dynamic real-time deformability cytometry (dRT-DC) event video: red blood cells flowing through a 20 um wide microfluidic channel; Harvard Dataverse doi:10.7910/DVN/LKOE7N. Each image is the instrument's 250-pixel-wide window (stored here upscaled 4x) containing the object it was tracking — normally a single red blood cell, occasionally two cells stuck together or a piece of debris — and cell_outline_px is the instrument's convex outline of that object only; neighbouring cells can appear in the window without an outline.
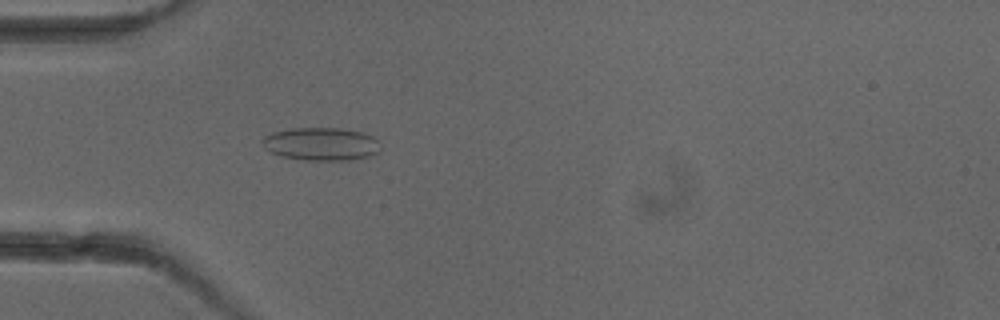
{"species": "common noctule bat (a hibernating species)", "species_latin": "Nyctalus noctula", "temperature_condition": "cold", "stored_images_in_passage": 4, "camera_frame_rate_fps": 3000, "um_per_image_px": 0.085, "animal": {"sex": "female"}, "frame": {"image": 1, "passage_image": 4, "time_ms": 3.667, "image_size_px": [1000, 320], "cell_outline_px": [[380, 152], [368, 156], [352, 160], [304, 160], [280, 156], [264, 148], [260, 140], [264, 136], [272, 132], [288, 128], [340, 128], [364, 132], [380, 140]], "centroid_in_image_um": [27.3, 12.23], "position_along_channel_um": 57.7, "area_um2": 23.12}}